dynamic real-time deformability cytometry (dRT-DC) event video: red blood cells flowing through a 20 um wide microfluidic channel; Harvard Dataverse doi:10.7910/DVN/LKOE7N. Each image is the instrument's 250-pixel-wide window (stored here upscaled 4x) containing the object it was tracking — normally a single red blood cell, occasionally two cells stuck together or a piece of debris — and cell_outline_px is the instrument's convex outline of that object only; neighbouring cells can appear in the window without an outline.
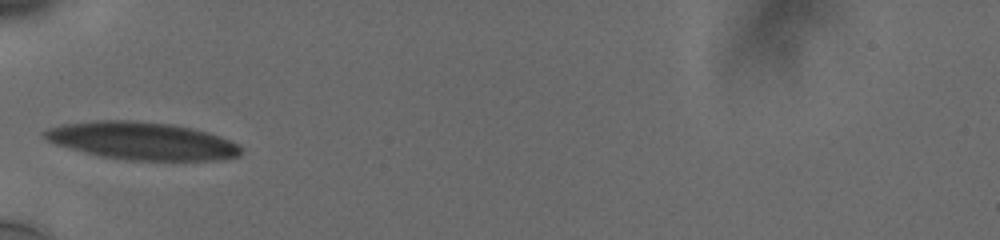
{"species": "human", "species_latin": "Homo sapiens", "temperature_condition": "cold", "stored_images_in_passage": 3, "camera_frame_rate_fps": 3000, "um_per_image_px": 0.085, "donor": {"sex": "male"}, "frame": {"image": 1, "passage_image": 1, "time_ms": 0.0, "image_size_px": [1000, 240], "cell_outline_px": [[244, 148], [240, 156], [216, 160], [128, 160], [100, 156], [84, 152], [56, 144], [40, 136], [48, 128], [60, 124], [92, 120], [132, 120], [172, 124], [192, 128], [208, 132], [220, 136]], "centroid_in_image_um": [12.05, 11.97], "position_along_channel_um": 72.9, "area_um2": 43.23}}